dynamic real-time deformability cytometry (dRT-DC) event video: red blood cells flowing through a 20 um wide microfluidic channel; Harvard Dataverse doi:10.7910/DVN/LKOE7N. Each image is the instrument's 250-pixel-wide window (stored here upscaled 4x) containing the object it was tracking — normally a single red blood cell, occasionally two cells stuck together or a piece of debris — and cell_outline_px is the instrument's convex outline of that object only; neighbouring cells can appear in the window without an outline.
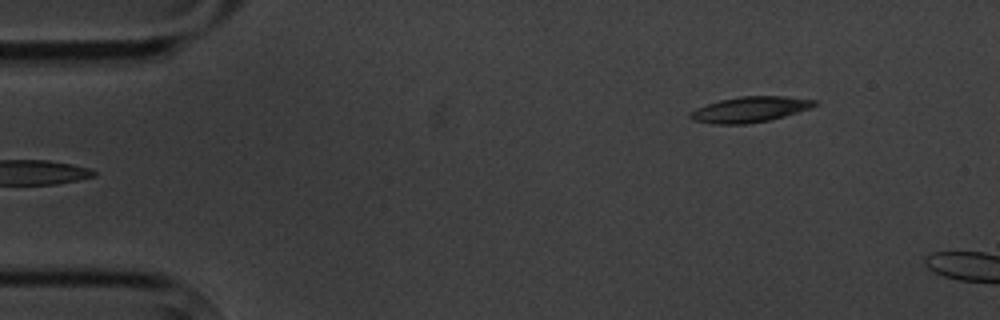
{"species": "common noctule bat (a hibernating species)", "species_latin": "Nyctalus noctula", "temperature_condition": "cold", "stored_images_in_passage": 4, "camera_frame_rate_fps": 3000, "um_per_image_px": 0.085, "animal": {"sex": "male", "body_mass_g": 20.1, "forearm_length_mm": 53.5}, "frame": {"image": 1, "passage_image": 4, "time_ms": 4.333, "image_size_px": [1000, 320], "cell_outline_px": [[820, 104], [812, 108], [784, 116], [768, 120], [744, 124], [712, 124], [692, 120], [688, 116], [688, 112], [696, 108], [720, 100], [740, 96], [784, 96], [820, 100]], "centroid_in_image_um": [63.78, 9.29], "position_along_channel_um": 21.2, "area_um2": 18.73}}